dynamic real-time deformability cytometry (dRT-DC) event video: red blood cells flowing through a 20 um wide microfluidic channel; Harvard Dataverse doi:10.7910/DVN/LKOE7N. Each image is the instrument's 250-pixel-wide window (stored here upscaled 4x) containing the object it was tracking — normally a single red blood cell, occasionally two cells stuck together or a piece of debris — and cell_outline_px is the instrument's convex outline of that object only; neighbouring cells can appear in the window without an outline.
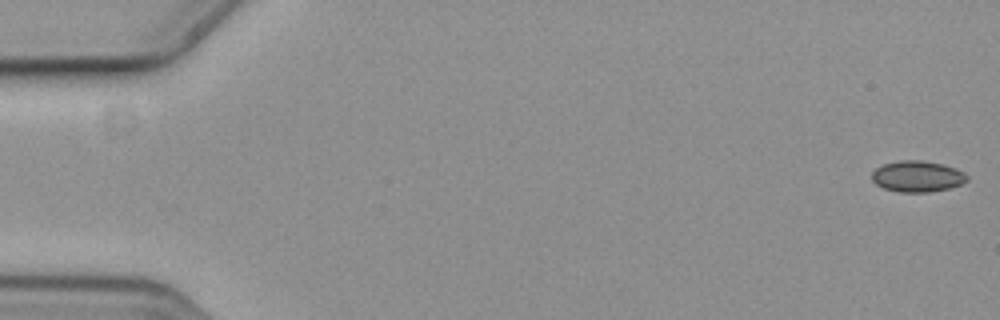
{"species": "common noctule bat (a hibernating species)", "species_latin": "Nyctalus noctula", "temperature_condition": "cold", "stored_images_in_passage": 57, "camera_frame_rate_fps": 3000, "um_per_image_px": 0.085, "animal": {"sex": "female", "body_mass_g": 19.3, "forearm_length_mm": 54.1}, "frame": {"image": 1, "passage_image": 1, "time_ms": 0.0, "image_size_px": [1000, 320], "cell_outline_px": [[968, 180], [960, 184], [948, 188], [928, 192], [900, 192], [884, 188], [876, 184], [872, 180], [872, 172], [876, 168], [884, 164], [900, 160], [920, 160], [940, 164], [956, 168], [964, 172], [968, 176]], "centroid_in_image_um": [77.97, 14.99], "position_along_channel_um": 7.0, "area_um2": 17.11}}
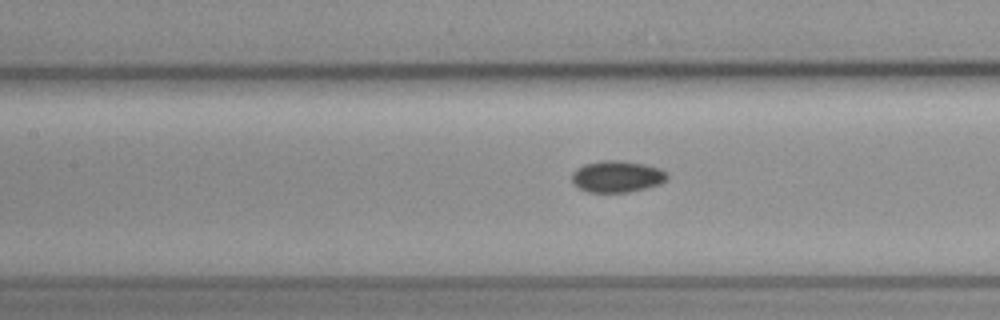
{"frame": {"image": 2, "passage_image": 26, "time_ms": 8.333, "image_size_px": [1000, 320], "cell_outline_px": [[668, 180], [660, 184], [628, 192], [588, 192], [580, 188], [572, 180], [572, 172], [576, 168], [584, 164], [600, 160], [620, 160], [644, 164], [660, 168], [668, 172]], "centroid_in_image_um": [52.47, 14.99], "position_along_channel_um": 154.9, "area_um2": 17.63}}
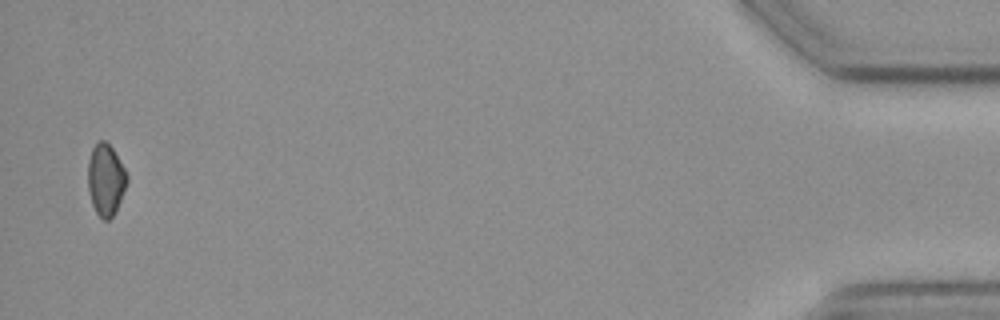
{"frame": {"image": 3, "passage_image": 56, "time_ms": 18.333, "image_size_px": [1000, 320], "cell_outline_px": [[128, 180], [116, 212], [108, 220], [104, 220], [96, 212], [92, 204], [88, 188], [88, 160], [92, 148], [100, 140], [104, 140], [112, 148], [124, 168], [128, 176]], "centroid_in_image_um": [8.98, 15.28], "position_along_channel_um": 426.2, "area_um2": 16.18}}